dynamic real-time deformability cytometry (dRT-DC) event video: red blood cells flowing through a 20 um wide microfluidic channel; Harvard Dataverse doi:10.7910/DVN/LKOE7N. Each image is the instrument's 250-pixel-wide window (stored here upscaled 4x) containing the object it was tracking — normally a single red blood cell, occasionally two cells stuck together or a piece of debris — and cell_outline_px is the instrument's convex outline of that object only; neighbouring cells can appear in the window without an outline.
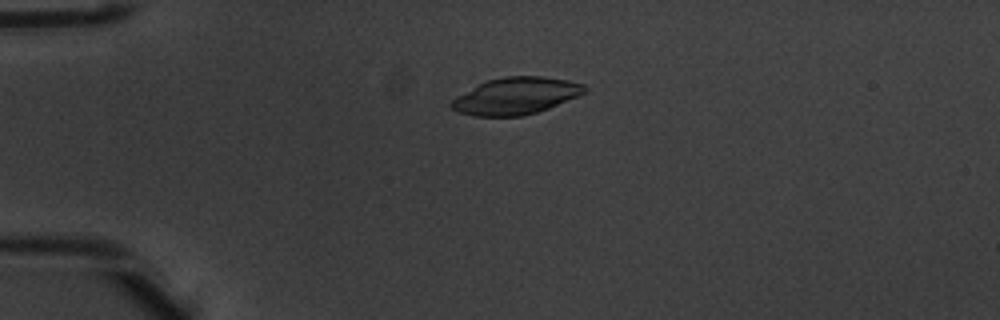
{"species": "common noctule bat (a hibernating species)", "species_latin": "Nyctalus noctula", "temperature_condition": "warm", "stored_images_in_passage": 3, "camera_frame_rate_fps": 3000, "um_per_image_px": 0.085, "animal": {"sex": "male", "body_mass_g": 20.1, "forearm_length_mm": 53.5}, "frame": {"image": 1, "passage_image": 1, "time_ms": 0.0, "image_size_px": [1000, 320], "cell_outline_px": [[588, 88], [580, 96], [548, 108], [524, 116], [472, 116], [460, 112], [452, 108], [448, 104], [456, 96], [476, 84], [488, 80], [504, 76], [540, 76], [568, 80], [584, 84]], "centroid_in_image_um": [43.84, 8.15], "position_along_channel_um": 41.2, "area_um2": 28.78}}